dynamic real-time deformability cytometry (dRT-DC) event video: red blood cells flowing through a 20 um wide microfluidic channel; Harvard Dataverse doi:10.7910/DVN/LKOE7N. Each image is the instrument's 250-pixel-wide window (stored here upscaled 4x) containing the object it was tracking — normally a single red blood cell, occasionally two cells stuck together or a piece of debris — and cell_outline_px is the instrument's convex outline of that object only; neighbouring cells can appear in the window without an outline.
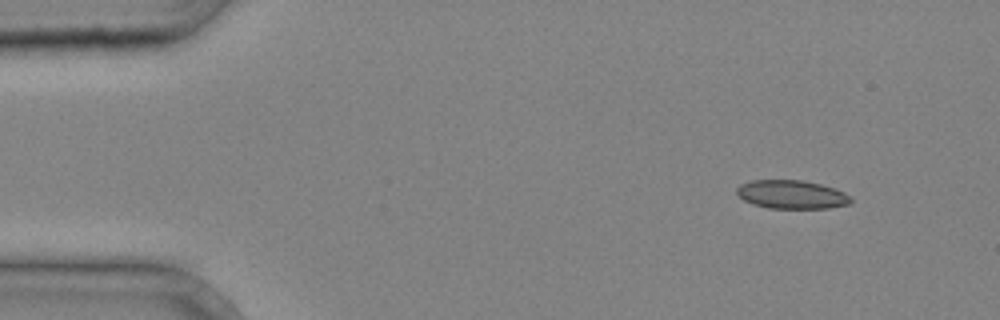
{"species": "common noctule bat (a hibernating species)", "species_latin": "Nyctalus noctula", "temperature_condition": "cold", "stored_images_in_passage": 3, "camera_frame_rate_fps": 3000, "um_per_image_px": 0.085, "animal": {"sex": "male", "body_mass_g": 20.4}, "frame": {"image": 1, "passage_image": 1, "time_ms": 0.0, "image_size_px": [1000, 320], "cell_outline_px": [[852, 204], [828, 208], [768, 208], [752, 204], [744, 200], [736, 192], [736, 188], [740, 184], [752, 180], [804, 180], [836, 188], [852, 196]], "centroid_in_image_um": [67.33, 16.53], "position_along_channel_um": 17.7, "area_um2": 19.19}}
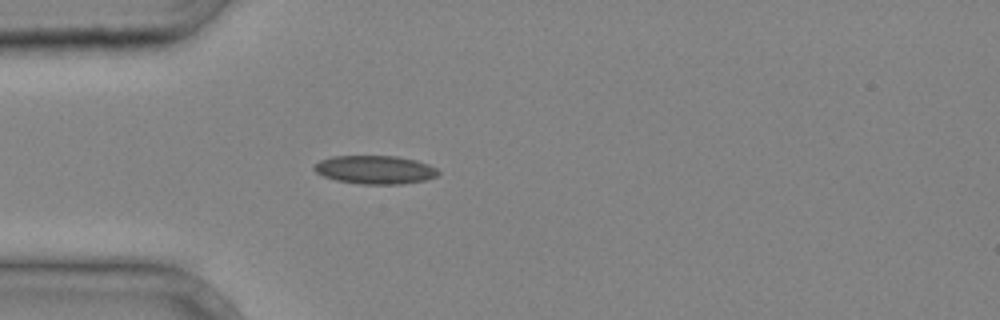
{"frame": {"image": 2, "passage_image": 3, "time_ms": 0.667, "image_size_px": [1000, 320], "cell_outline_px": [[440, 172], [436, 176], [424, 180], [400, 184], [360, 184], [336, 180], [324, 176], [316, 172], [312, 168], [320, 160], [332, 156], [396, 156], [416, 160], [428, 164], [436, 168]], "centroid_in_image_um": [31.87, 14.42], "position_along_channel_um": 53.1, "area_um2": 20.46}}